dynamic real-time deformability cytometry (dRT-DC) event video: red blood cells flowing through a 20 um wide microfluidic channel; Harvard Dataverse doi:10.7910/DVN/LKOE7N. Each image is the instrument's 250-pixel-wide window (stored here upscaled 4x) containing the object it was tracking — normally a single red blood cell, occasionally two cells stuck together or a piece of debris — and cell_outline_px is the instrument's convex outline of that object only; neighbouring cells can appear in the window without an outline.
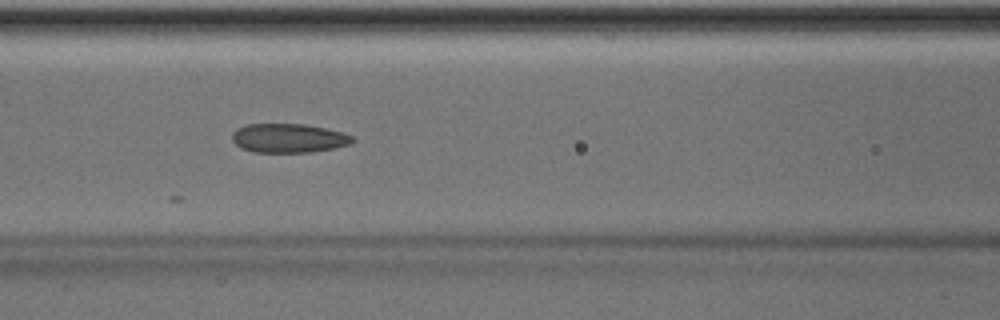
{"species": "Egyptian fruit bat (a non-hibernating species)", "species_latin": "Rousettus aegyptiacus", "temperature_condition": "room temperature", "stored_images_in_passage": 18, "camera_frame_rate_fps": 3000, "um_per_image_px": 0.085, "animal": {"sex": "male"}, "frame": {"image": 1, "passage_image": 9, "time_ms": 2.667, "image_size_px": [1000, 320], "cell_outline_px": [[356, 140], [352, 144], [332, 148], [308, 152], [252, 152], [240, 148], [232, 140], [232, 132], [236, 128], [244, 124], [304, 124], [324, 128], [340, 132], [352, 136]], "centroid_in_image_um": [24.49, 11.74], "position_along_channel_um": 142.1, "area_um2": 20.4}}